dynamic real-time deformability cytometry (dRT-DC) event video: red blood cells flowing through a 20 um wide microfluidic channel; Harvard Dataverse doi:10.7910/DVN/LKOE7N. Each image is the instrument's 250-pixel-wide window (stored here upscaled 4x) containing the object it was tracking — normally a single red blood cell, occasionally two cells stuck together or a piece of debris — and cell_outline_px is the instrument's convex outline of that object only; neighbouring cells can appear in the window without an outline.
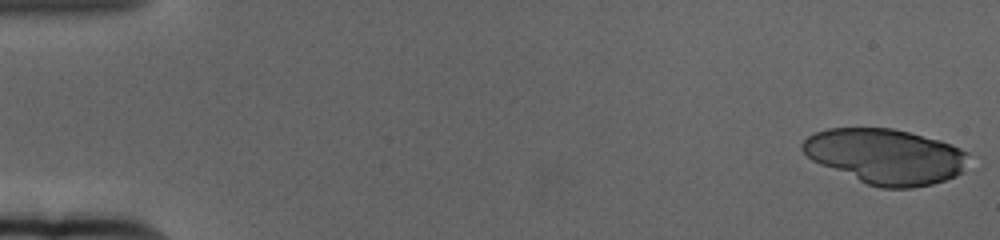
{"species": "human", "species_latin": "Homo sapiens", "temperature_condition": "cold", "stored_images_in_passage": 59, "camera_frame_rate_fps": 3000, "um_per_image_px": 0.085, "donor": {"sex": "female"}, "frame": {"image": 1, "passage_image": 1, "time_ms": 0.0, "image_size_px": [1000, 240], "cell_outline_px": [[968, 152], [964, 172], [956, 176], [932, 184], [912, 188], [880, 188], [868, 184], [820, 164], [812, 160], [800, 148], [800, 144], [808, 136], [816, 132], [828, 128], [892, 128], [940, 140], [952, 144]], "centroid_in_image_um": [75.29, 13.29], "position_along_channel_um": 9.7, "area_um2": 53.29}}